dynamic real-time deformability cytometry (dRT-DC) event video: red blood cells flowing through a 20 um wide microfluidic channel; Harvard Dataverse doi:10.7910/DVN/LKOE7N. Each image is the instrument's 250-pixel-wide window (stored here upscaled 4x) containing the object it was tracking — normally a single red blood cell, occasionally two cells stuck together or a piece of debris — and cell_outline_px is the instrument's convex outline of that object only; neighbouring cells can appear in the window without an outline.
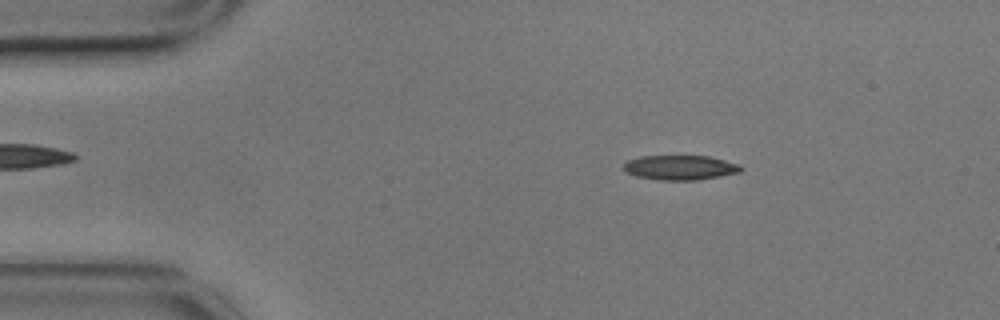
{"species": "common noctule bat (a hibernating species)", "species_latin": "Nyctalus noctula", "temperature_condition": "cold", "stored_images_in_passage": 17, "camera_frame_rate_fps": 3000, "um_per_image_px": 0.085, "animal": {"sex": "male", "body_mass_g": 17.9}, "frame": {"image": 1, "passage_image": 8, "time_ms": 2.333, "image_size_px": [1000, 320], "cell_outline_px": [[744, 168], [740, 172], [696, 180], [660, 180], [636, 176], [624, 172], [624, 164], [628, 160], [640, 156], [708, 156], [740, 164]], "centroid_in_image_um": [57.8, 14.24], "position_along_channel_um": 27.2, "area_um2": 16.82}}
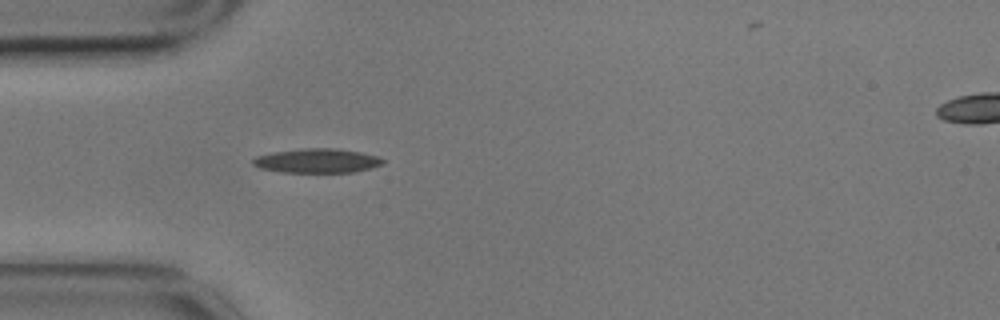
{"frame": {"image": 2, "passage_image": 15, "time_ms": 4.667, "image_size_px": [1000, 320], "cell_outline_px": [[384, 164], [372, 168], [352, 172], [280, 172], [260, 168], [252, 164], [252, 160], [256, 156], [272, 152], [304, 148], [332, 148], [360, 152], [380, 156], [384, 160]], "centroid_in_image_um": [26.97, 13.66], "position_along_channel_um": 58.0, "area_um2": 18.44}}